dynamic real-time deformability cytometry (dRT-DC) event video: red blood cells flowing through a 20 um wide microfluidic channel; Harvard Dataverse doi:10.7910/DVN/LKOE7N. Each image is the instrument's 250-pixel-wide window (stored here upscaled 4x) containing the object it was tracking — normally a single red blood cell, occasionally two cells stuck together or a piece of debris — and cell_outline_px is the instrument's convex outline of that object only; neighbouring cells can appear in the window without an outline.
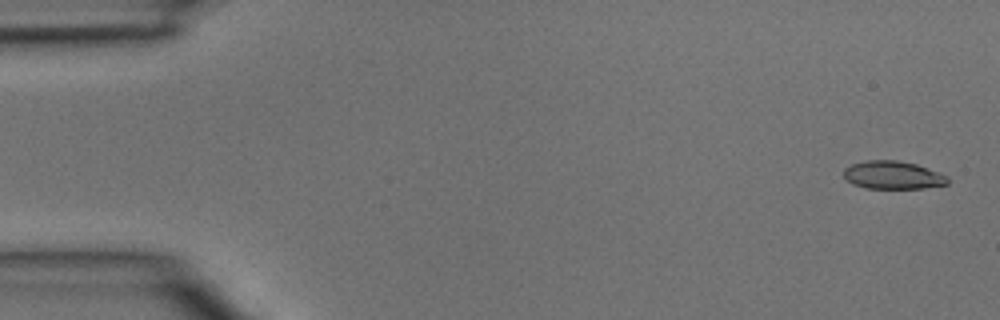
{"species": "common noctule bat (a hibernating species)", "species_latin": "Nyctalus noctula", "temperature_condition": "room temperature", "stored_images_in_passage": 5, "segment_of_instrument_passage": [1, 2], "camera_frame_rate_fps": 3000, "um_per_image_px": 0.085, "animal": {"sex": "male", "body_mass_g": 15.6}, "frame": {"image": 1, "passage_image": 1, "time_ms": 0.0, "image_size_px": [1000, 320], "cell_outline_px": [[948, 184], [924, 188], [864, 188], [852, 184], [844, 176], [844, 168], [852, 164], [868, 160], [896, 160], [916, 164], [940, 172], [948, 176]], "centroid_in_image_um": [75.91, 14.88], "position_along_channel_um": 9.1, "area_um2": 16.99}}
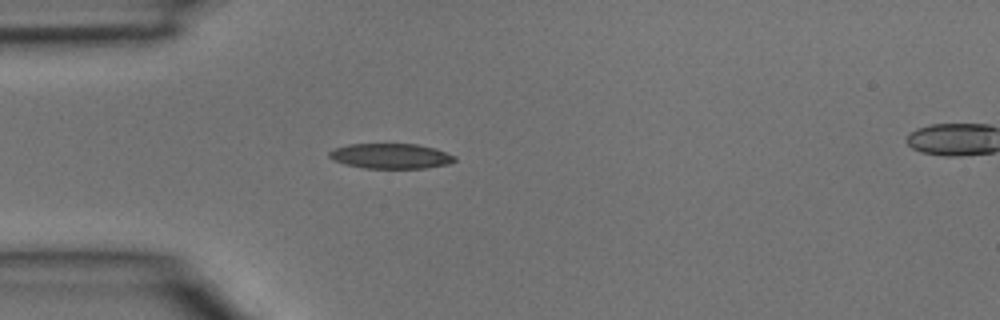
{"frame": {"image": 2, "passage_image": 4, "time_ms": 1.0, "image_size_px": [1000, 320], "cell_outline_px": [[456, 160], [448, 164], [424, 168], [364, 168], [344, 164], [332, 160], [328, 156], [328, 152], [332, 148], [348, 144], [416, 144], [436, 148], [456, 156]], "centroid_in_image_um": [33.18, 13.26], "position_along_channel_um": 51.8, "area_um2": 18.55}}